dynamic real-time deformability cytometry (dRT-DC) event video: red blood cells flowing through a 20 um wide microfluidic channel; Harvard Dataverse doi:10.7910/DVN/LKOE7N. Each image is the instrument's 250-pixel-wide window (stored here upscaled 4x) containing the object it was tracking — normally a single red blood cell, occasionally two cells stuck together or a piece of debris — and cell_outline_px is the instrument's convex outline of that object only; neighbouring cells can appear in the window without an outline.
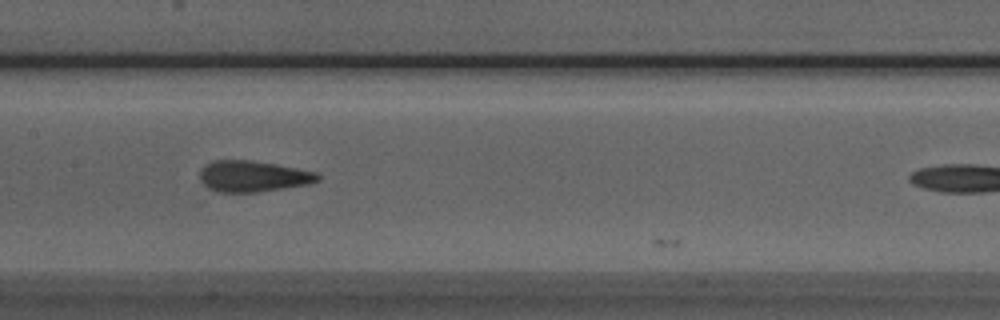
{"species": "Egyptian fruit bat (a non-hibernating species)", "species_latin": "Rousettus aegyptiacus", "temperature_condition": "room temperature", "stored_images_in_passage": 19, "camera_frame_rate_fps": 3000, "um_per_image_px": 0.085, "animal": {"sex": "male"}, "frame": {"image": 1, "passage_image": 16, "time_ms": 5.0, "image_size_px": [1000, 320], "cell_outline_px": [[320, 180], [308, 184], [256, 192], [216, 192], [208, 188], [200, 180], [200, 168], [204, 164], [212, 160], [252, 160], [276, 164], [316, 172], [320, 176]], "centroid_in_image_um": [21.46, 14.97], "position_along_channel_um": 185.9, "area_um2": 21.44}}